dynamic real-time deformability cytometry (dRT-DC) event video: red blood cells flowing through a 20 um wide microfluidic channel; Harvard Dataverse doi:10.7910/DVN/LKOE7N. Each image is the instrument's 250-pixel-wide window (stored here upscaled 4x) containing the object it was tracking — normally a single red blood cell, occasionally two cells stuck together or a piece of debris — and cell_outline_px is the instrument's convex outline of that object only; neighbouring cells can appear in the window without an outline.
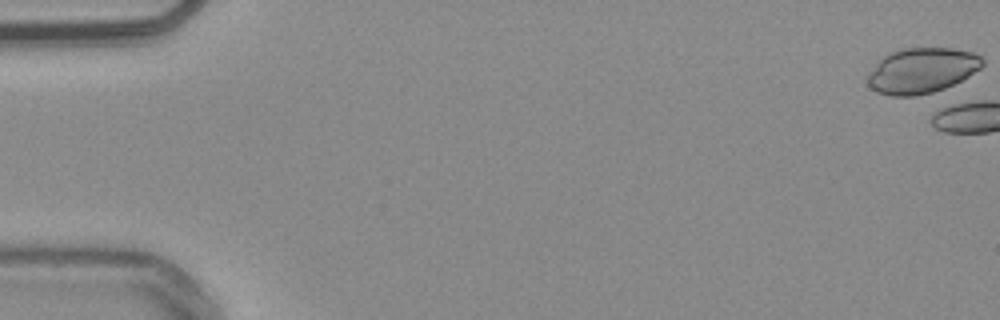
{"species": "common noctule bat (a hibernating species)", "species_latin": "Nyctalus noctula", "temperature_condition": "warm", "stored_images_in_passage": 4, "camera_frame_rate_fps": 3000, "um_per_image_px": 0.085, "animal": {"sex": "male", "body_mass_g": 20.4}, "frame": {"image": 1, "passage_image": 1, "time_ms": 0.0, "image_size_px": [1000, 320], "cell_outline_px": [[984, 64], [980, 68], [968, 76], [944, 88], [932, 92], [916, 96], [892, 96], [876, 92], [868, 84], [868, 72], [884, 56], [892, 52], [904, 48], [952, 48], [972, 52], [980, 56], [984, 60]], "centroid_in_image_um": [78.35, 5.99], "position_along_channel_um": 6.7, "area_um2": 30.11}}